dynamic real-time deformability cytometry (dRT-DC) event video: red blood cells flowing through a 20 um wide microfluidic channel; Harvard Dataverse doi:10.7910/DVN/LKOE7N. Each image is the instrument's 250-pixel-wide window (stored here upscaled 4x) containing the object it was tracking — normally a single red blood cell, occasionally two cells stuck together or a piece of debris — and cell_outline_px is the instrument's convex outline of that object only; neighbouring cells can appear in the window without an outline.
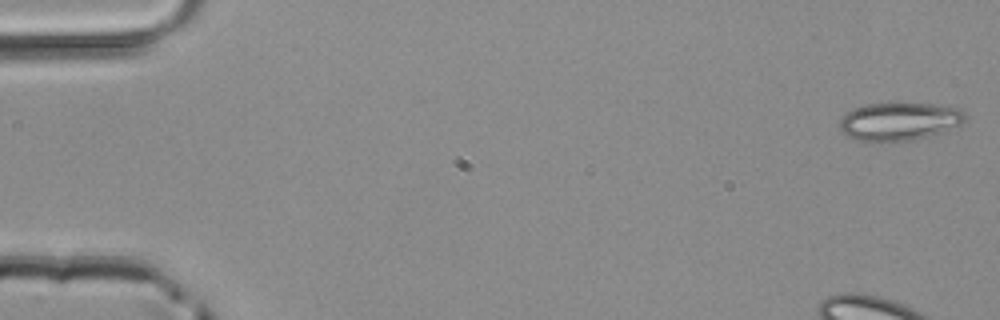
{"species": "common noctule bat (a hibernating species)", "species_latin": "Nyctalus noctula", "temperature_condition": "room temperature", "stored_images_in_passage": 50, "camera_frame_rate_fps": 3000, "um_per_image_px": 0.085, "animal": {"sex": "male", "body_mass_g": 20.4}, "frame": {"image": 1, "passage_image": 1, "time_ms": 0.0, "image_size_px": [1000, 320], "cell_outline_px": [[968, 120], [960, 124], [940, 132], [928, 136], [912, 140], [860, 140], [848, 136], [840, 128], [840, 120], [852, 108], [868, 104], [896, 100], [932, 104], [960, 108], [968, 116]], "centroid_in_image_um": [76.49, 10.25], "position_along_channel_um": 8.5, "area_um2": 28.09}}
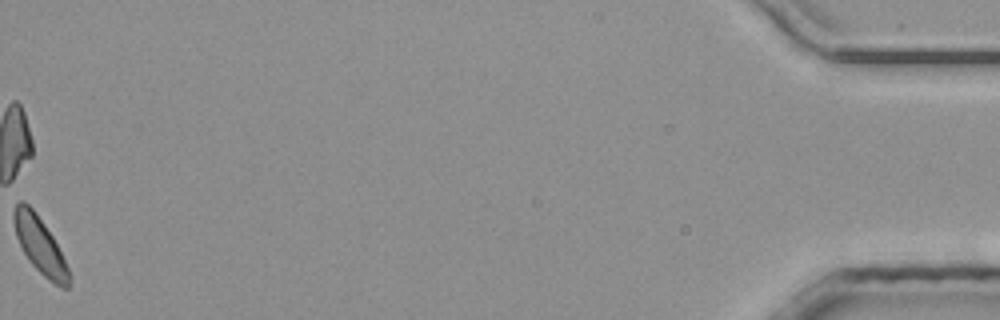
{"frame": {"image": 2, "passage_image": 50, "time_ms": 16.333, "image_size_px": [1000, 320], "cell_outline_px": [[72, 276], [68, 288], [64, 288], [48, 280], [28, 260], [16, 236], [12, 220], [12, 212], [16, 204], [20, 200], [24, 200], [32, 208], [44, 224], [52, 236]], "centroid_in_image_um": [3.37, 20.84], "position_along_channel_um": 431.8, "area_um2": 17.98}}